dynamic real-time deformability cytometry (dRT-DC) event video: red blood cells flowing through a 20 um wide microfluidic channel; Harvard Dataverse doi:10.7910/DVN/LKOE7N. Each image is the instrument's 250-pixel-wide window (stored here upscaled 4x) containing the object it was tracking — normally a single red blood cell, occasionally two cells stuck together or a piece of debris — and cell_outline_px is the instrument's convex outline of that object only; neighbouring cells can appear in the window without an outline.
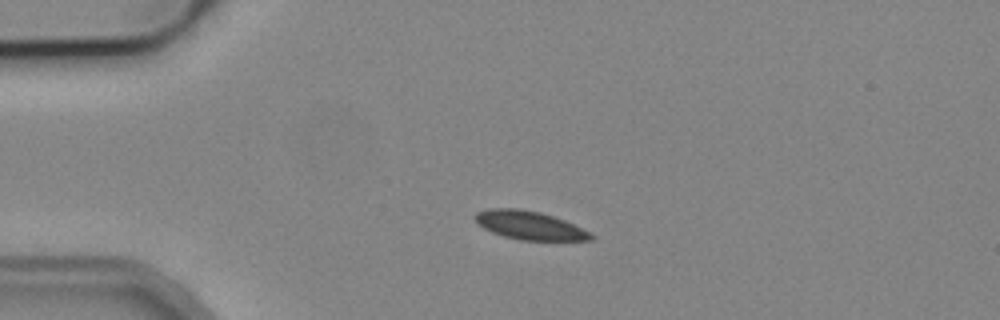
{"species": "common noctule bat (a hibernating species)", "species_latin": "Nyctalus noctula", "temperature_condition": "cold", "stored_images_in_passage": 3, "camera_frame_rate_fps": 3000, "um_per_image_px": 0.085, "animal": {"sex": "male", "body_mass_g": 19.2, "forearm_length_mm": 51.8}, "frame": {"image": 1, "passage_image": 1, "time_ms": 0.0, "image_size_px": [1000, 320], "cell_outline_px": [[596, 236], [592, 240], [520, 240], [504, 236], [492, 232], [476, 224], [472, 216], [476, 212], [488, 208], [520, 208], [540, 212], [564, 220]], "centroid_in_image_um": [44.93, 19.14], "position_along_channel_um": 40.1, "area_um2": 19.25}}